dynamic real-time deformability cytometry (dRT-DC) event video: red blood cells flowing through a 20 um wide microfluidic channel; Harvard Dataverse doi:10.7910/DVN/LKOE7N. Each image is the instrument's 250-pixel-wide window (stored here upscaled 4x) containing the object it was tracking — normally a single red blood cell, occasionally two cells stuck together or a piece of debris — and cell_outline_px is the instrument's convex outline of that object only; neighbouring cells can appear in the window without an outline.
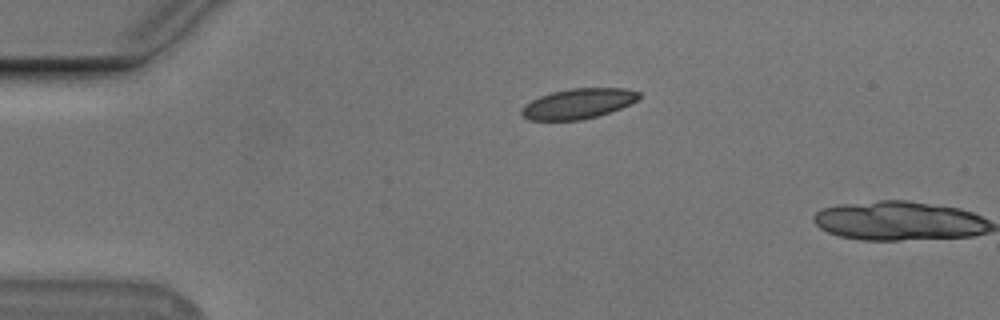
{"species": "Egyptian fruit bat (a non-hibernating species)", "species_latin": "Rousettus aegyptiacus", "temperature_condition": "cold", "stored_images_in_passage": 2, "camera_frame_rate_fps": 3000, "um_per_image_px": 0.085, "animal": {"sex": "male"}, "frame": {"image": 1, "passage_image": 1, "time_ms": 0.0, "image_size_px": [1000, 320], "cell_outline_px": [[640, 100], [632, 104], [596, 116], [580, 120], [528, 120], [520, 112], [524, 104], [540, 96], [552, 92], [572, 88], [624, 88], [640, 92]], "centroid_in_image_um": [49.17, 8.8], "position_along_channel_um": 35.8, "area_um2": 20.63}}